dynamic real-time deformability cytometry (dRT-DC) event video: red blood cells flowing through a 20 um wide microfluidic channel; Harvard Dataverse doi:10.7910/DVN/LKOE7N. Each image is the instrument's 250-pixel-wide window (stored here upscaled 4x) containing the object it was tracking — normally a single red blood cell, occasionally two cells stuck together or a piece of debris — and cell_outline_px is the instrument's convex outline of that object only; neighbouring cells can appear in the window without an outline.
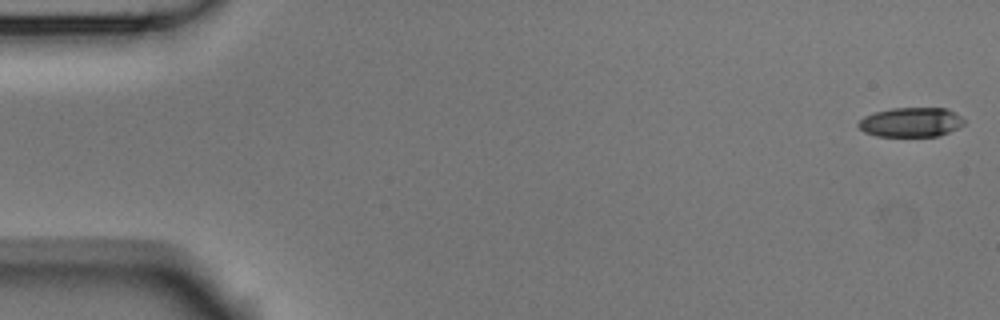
{"species": "Egyptian fruit bat (a non-hibernating species)", "species_latin": "Rousettus aegyptiacus", "temperature_condition": "room temperature", "stored_images_in_passage": 54, "camera_frame_rate_fps": 3000, "um_per_image_px": 0.085, "animal": {"sex": "male"}, "frame": {"image": 1, "passage_image": 1, "time_ms": 0.0, "image_size_px": [1000, 320], "cell_outline_px": [[964, 124], [948, 132], [936, 136], [876, 136], [864, 132], [856, 124], [864, 116], [876, 112], [892, 108], [948, 108], [960, 116], [964, 120]], "centroid_in_image_um": [77.41, 10.38], "position_along_channel_um": 7.6, "area_um2": 18.03}}
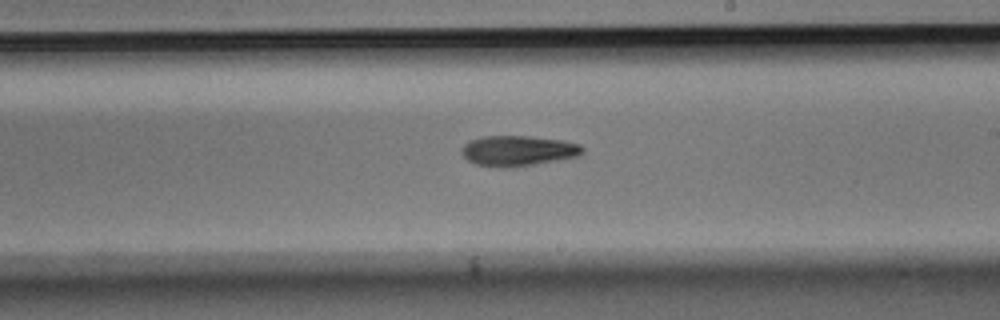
{"frame": {"image": 2, "passage_image": 31, "time_ms": 10.0, "image_size_px": [1000, 320], "cell_outline_px": [[584, 152], [580, 156], [512, 168], [504, 168], [476, 164], [468, 160], [460, 152], [464, 144], [468, 140], [484, 136], [532, 136], [564, 140], [580, 144], [584, 148]], "centroid_in_image_um": [44.05, 12.81], "position_along_channel_um": 244.9, "area_um2": 21.68}}
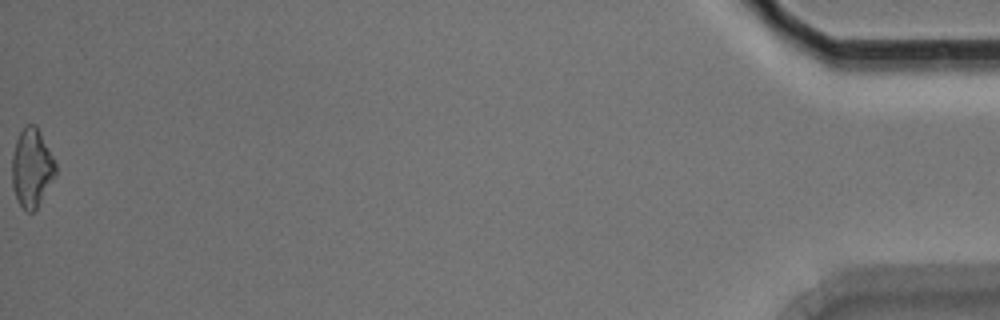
{"frame": {"image": 3, "passage_image": 54, "time_ms": 17.667, "image_size_px": [1000, 320], "cell_outline_px": [[56, 176], [36, 208], [32, 212], [24, 212], [12, 188], [12, 156], [16, 140], [24, 124], [36, 124], [56, 164]], "centroid_in_image_um": [2.69, 14.26], "position_along_channel_um": 432.5, "area_um2": 19.94}, "authors_computed_cell_mechanics": {"area_um2": 20.1433, "velocity_mm_per_s": 3.7485, "shape_relaxation_time_tau1_ms": 5.1669, "shape_relaxation_time_tau2_ms": null, "deformation_change_tau1": 0.1511, "deformation_change_tau2": null}}